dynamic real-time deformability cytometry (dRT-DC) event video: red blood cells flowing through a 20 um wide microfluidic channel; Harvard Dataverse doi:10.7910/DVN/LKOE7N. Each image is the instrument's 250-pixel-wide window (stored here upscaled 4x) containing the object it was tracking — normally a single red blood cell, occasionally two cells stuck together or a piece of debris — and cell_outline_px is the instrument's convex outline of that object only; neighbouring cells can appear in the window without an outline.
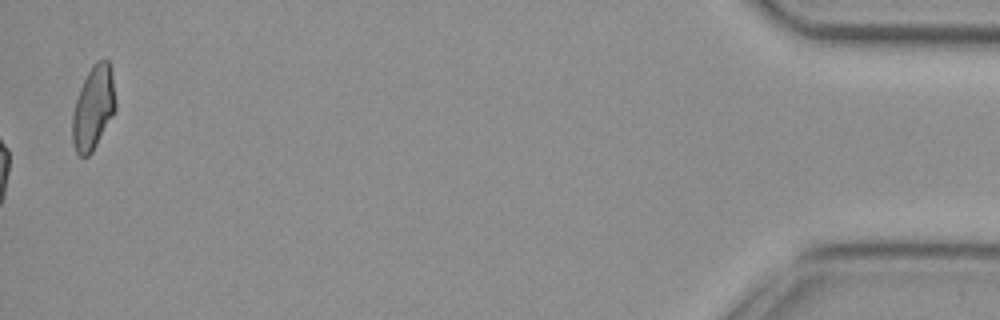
{"species": "common noctule bat (a hibernating species)", "species_latin": "Nyctalus noctula", "temperature_condition": "cold", "stored_images_in_passage": 45, "camera_frame_rate_fps": 3000, "um_per_image_px": 0.085, "animal": {"sex": "female", "body_mass_g": 29.2, "forearm_length_mm": 56.3}, "frame": {"image": 1, "passage_image": 45, "time_ms": 14.667, "image_size_px": [1000, 320], "cell_outline_px": [[116, 108], [92, 152], [88, 156], [80, 156], [76, 152], [72, 144], [72, 116], [76, 100], [80, 88], [92, 64], [96, 60], [108, 60], [112, 68], [116, 100]], "centroid_in_image_um": [7.93, 9.14], "position_along_channel_um": 427.3, "area_um2": 21.04}, "authors_computed_cell_mechanics": {"area_um2": 20.23, "velocity_mm_per_s": 3.8008, "shape_relaxation_time_tau1_ms": null, "shape_relaxation_time_tau2_ms": 2.229, "deformation_change_tau1": null, "deformation_change_tau2": 0.0776}}